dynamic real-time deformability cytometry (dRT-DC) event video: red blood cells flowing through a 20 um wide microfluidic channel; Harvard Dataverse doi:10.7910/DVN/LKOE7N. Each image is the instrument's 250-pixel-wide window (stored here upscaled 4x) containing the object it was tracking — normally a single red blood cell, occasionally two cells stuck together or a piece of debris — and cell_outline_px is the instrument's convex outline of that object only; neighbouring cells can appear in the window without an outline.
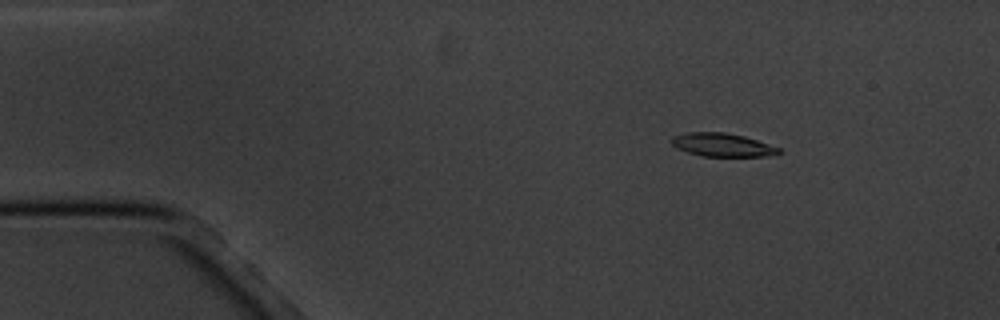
{"species": "common noctule bat (a hibernating species)", "species_latin": "Nyctalus noctula", "temperature_condition": "cold", "stored_images_in_passage": 6, "segment_of_instrument_passage": [1, 2], "camera_frame_rate_fps": 3000, "um_per_image_px": 0.085, "animal": {"sex": "male", "body_mass_g": 20.1, "forearm_length_mm": 53.5}, "frame": {"image": 1, "passage_image": 3, "time_ms": 2.0, "image_size_px": [1000, 320], "cell_outline_px": [[784, 152], [764, 156], [700, 156], [676, 148], [672, 144], [672, 136], [688, 132], [724, 132], [744, 136], [780, 148]], "centroid_in_image_um": [61.38, 12.31], "position_along_channel_um": 23.6, "area_um2": 14.51}}